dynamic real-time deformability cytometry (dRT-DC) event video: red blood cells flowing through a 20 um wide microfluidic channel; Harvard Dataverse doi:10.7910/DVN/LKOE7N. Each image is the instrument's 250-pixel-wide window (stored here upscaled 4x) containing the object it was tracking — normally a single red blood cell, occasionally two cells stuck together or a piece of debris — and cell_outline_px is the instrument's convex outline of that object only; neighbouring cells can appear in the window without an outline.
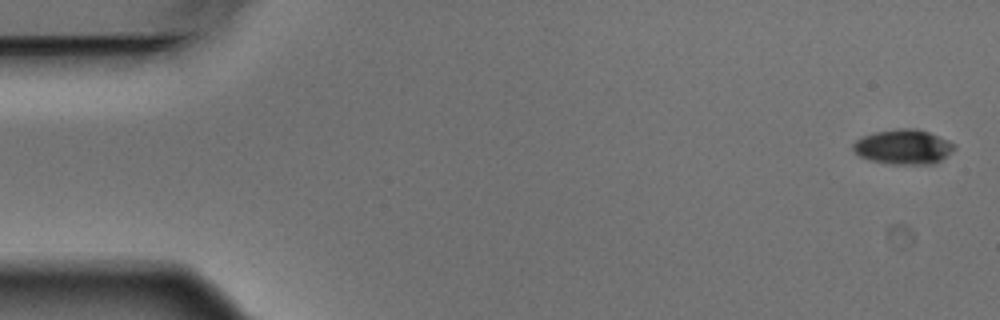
{"species": "Egyptian fruit bat (a non-hibernating species)", "species_latin": "Rousettus aegyptiacus", "temperature_condition": "warm", "stored_images_in_passage": 5, "camera_frame_rate_fps": 3000, "um_per_image_px": 0.085, "animal": {"sex": "male"}, "frame": {"image": 1, "passage_image": 1, "time_ms": 0.0, "image_size_px": [1000, 320], "cell_outline_px": [[956, 148], [936, 164], [892, 164], [868, 160], [860, 156], [852, 148], [852, 144], [860, 136], [872, 132], [900, 128], [916, 128], [928, 132], [948, 140], [956, 144]], "centroid_in_image_um": [76.77, 12.48], "position_along_channel_um": 8.2, "area_um2": 20.75}}
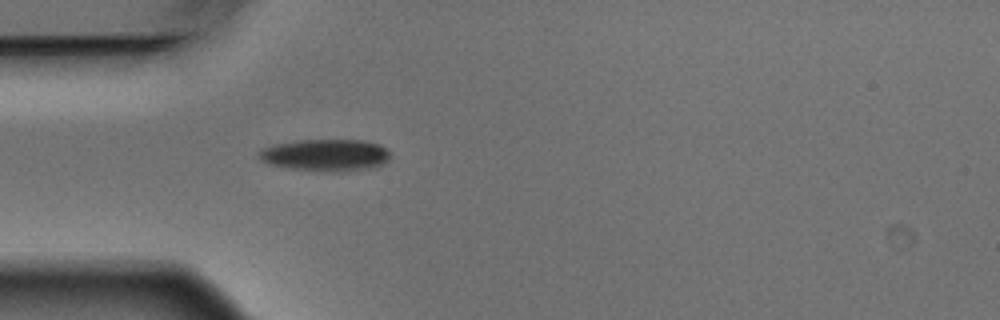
{"frame": {"image": 2, "passage_image": 5, "time_ms": 1.333, "image_size_px": [1000, 320], "cell_outline_px": [[388, 160], [384, 164], [372, 168], [344, 172], [328, 172], [284, 168], [268, 164], [260, 160], [256, 156], [256, 152], [260, 148], [276, 144], [300, 140], [360, 140], [380, 144], [388, 152]], "centroid_in_image_um": [27.6, 13.2], "position_along_channel_um": 57.4, "area_um2": 24.91}}